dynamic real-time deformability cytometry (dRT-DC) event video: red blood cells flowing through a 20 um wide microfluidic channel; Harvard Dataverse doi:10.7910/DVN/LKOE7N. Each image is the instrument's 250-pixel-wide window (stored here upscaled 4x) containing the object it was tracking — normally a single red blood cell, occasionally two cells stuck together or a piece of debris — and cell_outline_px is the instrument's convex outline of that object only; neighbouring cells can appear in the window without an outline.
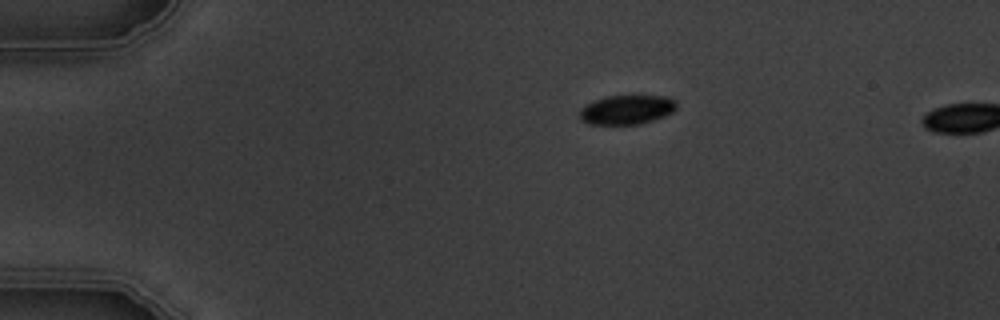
{"species": "common noctule bat (a hibernating species)", "species_latin": "Nyctalus noctula", "temperature_condition": "warm", "stored_images_in_passage": 2, "camera_frame_rate_fps": 3000, "um_per_image_px": 0.085, "animal": {"sex": "male", "body_mass_g": 19.5, "forearm_length_mm": 54.6}, "frame": {"image": 1, "passage_image": 1, "time_ms": 0.0, "image_size_px": [1000, 320], "cell_outline_px": [[676, 108], [672, 112], [664, 116], [640, 124], [588, 124], [580, 120], [580, 108], [592, 100], [604, 96], [668, 96], [676, 100]], "centroid_in_image_um": [53.25, 9.31], "position_along_channel_um": 31.8, "area_um2": 16.65}}